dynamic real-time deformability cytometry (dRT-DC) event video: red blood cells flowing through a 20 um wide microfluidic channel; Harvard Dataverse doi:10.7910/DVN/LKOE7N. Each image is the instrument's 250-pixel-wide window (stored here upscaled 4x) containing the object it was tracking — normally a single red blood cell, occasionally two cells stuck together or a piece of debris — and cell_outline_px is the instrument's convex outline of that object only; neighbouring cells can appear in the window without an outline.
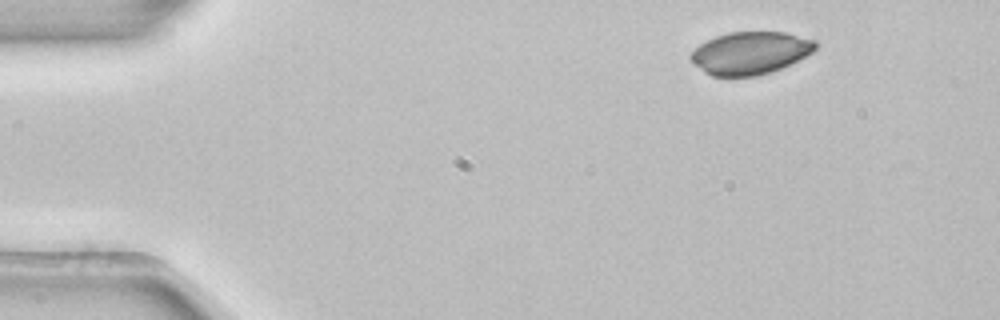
{"species": "common noctule bat (a hibernating species)", "species_latin": "Nyctalus noctula", "temperature_condition": "room temperature", "stored_images_in_passage": 4, "camera_frame_rate_fps": 3000, "um_per_image_px": 0.085, "animal": {"sex": "female", "body_mass_g": 22.7, "forearm_length_mm": 54.2}, "frame": {"image": 1, "passage_image": 1, "time_ms": 0.0, "image_size_px": [1000, 320], "cell_outline_px": [[816, 48], [812, 52], [780, 68], [756, 76], [712, 76], [704, 72], [688, 56], [700, 44], [716, 36], [728, 32], [784, 32], [816, 40]], "centroid_in_image_um": [63.76, 4.49], "position_along_channel_um": 21.2, "area_um2": 30.46}}